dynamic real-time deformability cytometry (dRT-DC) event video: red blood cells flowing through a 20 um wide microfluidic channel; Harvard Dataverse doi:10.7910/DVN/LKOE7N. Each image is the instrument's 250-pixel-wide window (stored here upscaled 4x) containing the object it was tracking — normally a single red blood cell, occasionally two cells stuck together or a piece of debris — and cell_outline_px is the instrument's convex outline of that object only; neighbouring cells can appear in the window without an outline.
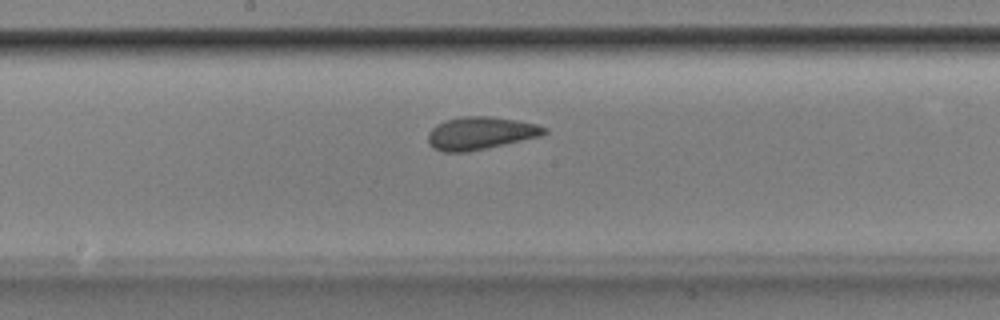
{"species": "Egyptian fruit bat (a non-hibernating species)", "species_latin": "Rousettus aegyptiacus", "temperature_condition": "room temperature", "stored_images_in_passage": 39, "camera_frame_rate_fps": 3000, "um_per_image_px": 0.085, "animal": {"sex": "male"}, "frame": {"image": 1, "passage_image": 14, "time_ms": 4.333, "image_size_px": [1000, 320], "cell_outline_px": [[548, 132], [540, 136], [468, 152], [444, 152], [432, 148], [428, 144], [428, 132], [436, 124], [444, 120], [464, 116], [488, 116], [516, 120], [536, 124], [548, 128]], "centroid_in_image_um": [40.8, 11.32], "position_along_channel_um": 207.4, "area_um2": 22.2}}
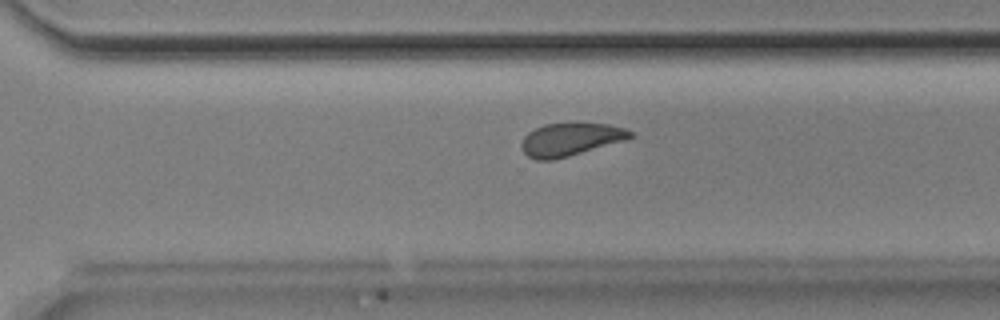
{"frame": {"image": 2, "passage_image": 23, "time_ms": 7.333, "image_size_px": [1000, 320], "cell_outline_px": [[636, 136], [624, 140], [568, 156], [552, 160], [536, 160], [528, 156], [524, 152], [520, 144], [524, 136], [528, 132], [544, 124], [568, 120], [608, 124], [624, 128], [636, 132]], "centroid_in_image_um": [48.5, 11.79], "position_along_channel_um": 322.1, "area_um2": 21.5}}
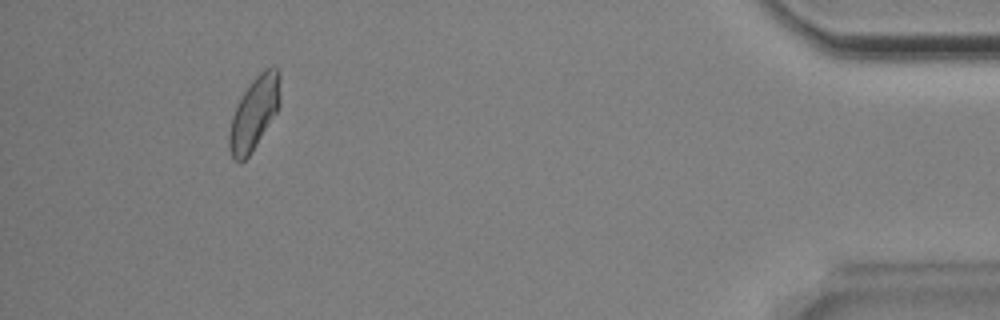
{"frame": {"image": 3, "passage_image": 35, "time_ms": 11.333, "image_size_px": [1000, 320], "cell_outline_px": [[280, 104], [276, 112], [256, 144], [248, 156], [240, 164], [232, 156], [228, 148], [228, 136], [232, 116], [244, 92], [252, 80], [264, 68], [272, 64], [280, 72]], "centroid_in_image_um": [21.62, 9.58], "position_along_channel_um": 413.6, "area_um2": 21.39}, "authors_computed_cell_mechanics": {"area_um2": 21.675, "velocity_mm_per_s": 3.8406, "shape_relaxation_time_tau1_ms": 3.115, "shape_relaxation_time_tau2_ms": 1.2042, "deformation_change_tau1": 0.0924, "deformation_change_tau2": 0.0648}}